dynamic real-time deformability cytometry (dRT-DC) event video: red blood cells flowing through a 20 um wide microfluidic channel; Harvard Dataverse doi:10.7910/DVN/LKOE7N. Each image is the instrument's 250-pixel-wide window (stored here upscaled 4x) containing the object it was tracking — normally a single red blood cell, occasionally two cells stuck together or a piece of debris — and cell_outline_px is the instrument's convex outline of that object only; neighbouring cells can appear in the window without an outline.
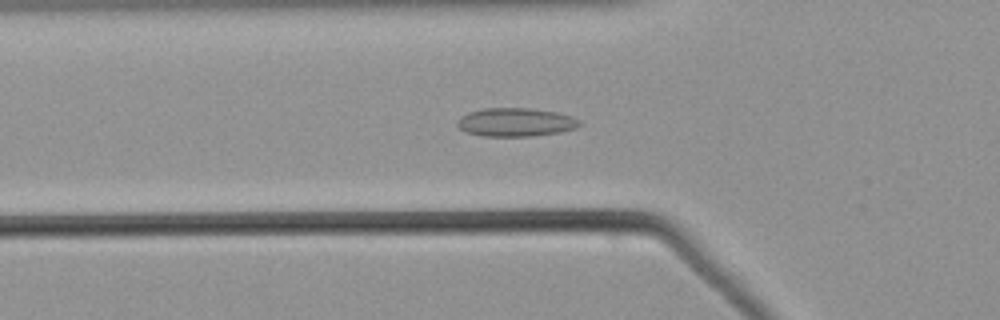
{"species": "common noctule bat (a hibernating species)", "species_latin": "Nyctalus noctula", "temperature_condition": "warm", "stored_images_in_passage": 42, "camera_frame_rate_fps": 3000, "um_per_image_px": 0.085, "animal": {"sex": "male", "body_mass_g": 21.5, "forearm_length_mm": 52.0}, "frame": {"image": 1, "passage_image": 7, "time_ms": 2.0, "image_size_px": [1000, 320], "cell_outline_px": [[580, 124], [576, 128], [560, 132], [532, 136], [480, 136], [464, 132], [456, 124], [460, 116], [468, 112], [484, 108], [532, 108], [556, 112], [572, 116], [580, 120]], "centroid_in_image_um": [43.81, 10.39], "position_along_channel_um": 82.0, "area_um2": 20.46}}
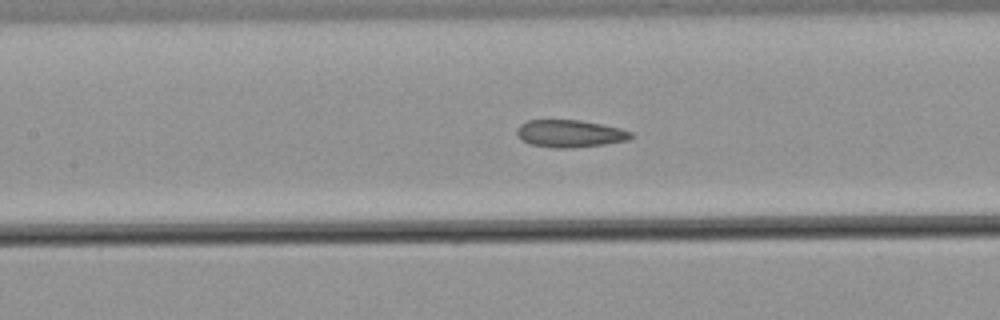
{"frame": {"image": 2, "passage_image": 13, "time_ms": 4.0, "image_size_px": [1000, 320], "cell_outline_px": [[636, 136], [628, 140], [604, 144], [572, 148], [556, 148], [528, 144], [520, 140], [516, 132], [516, 128], [520, 124], [528, 120], [580, 120], [620, 128], [632, 132]], "centroid_in_image_um": [48.42, 11.36], "position_along_channel_um": 159.0, "area_um2": 18.38}}
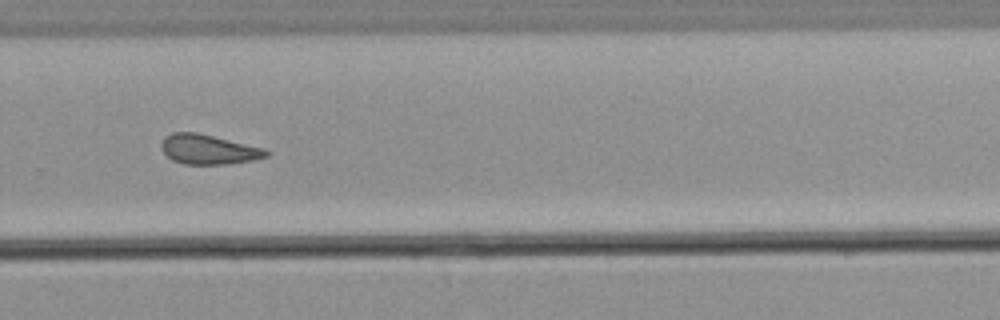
{"frame": {"image": 3, "passage_image": 25, "time_ms": 8.0, "image_size_px": [1000, 320], "cell_outline_px": [[272, 152], [268, 156], [252, 160], [228, 164], [184, 164], [172, 160], [164, 152], [160, 144], [164, 136], [172, 132], [196, 132], [264, 148]], "centroid_in_image_um": [17.72, 12.7], "position_along_channel_um": 312.1, "area_um2": 18.15}}